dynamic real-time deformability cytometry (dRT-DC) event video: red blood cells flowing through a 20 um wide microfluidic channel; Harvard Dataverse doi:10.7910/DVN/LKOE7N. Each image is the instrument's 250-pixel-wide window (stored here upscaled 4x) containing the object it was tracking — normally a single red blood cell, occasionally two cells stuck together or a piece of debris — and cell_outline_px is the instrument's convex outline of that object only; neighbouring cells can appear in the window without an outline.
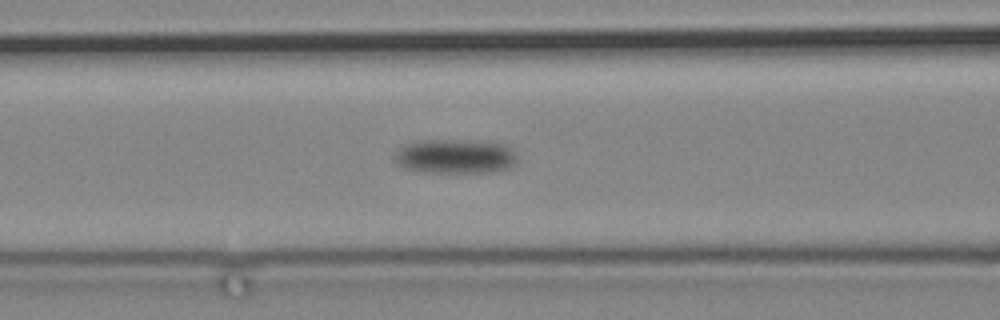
{"species": "common noctule bat (a hibernating species)", "species_latin": "Nyctalus noctula", "temperature_condition": "cold", "stored_images_in_passage": 14, "camera_frame_rate_fps": 3000, "um_per_image_px": 0.085, "animal": {"sex": "male", "body_mass_g": 19.2, "forearm_length_mm": 51.8}, "frame": {"image": 1, "passage_image": 14, "time_ms": 17.333, "image_size_px": [1000, 320], "cell_outline_px": [[516, 160], [508, 168], [488, 172], [432, 172], [404, 168], [396, 160], [396, 152], [400, 148], [416, 140], [496, 140], [508, 144], [516, 152]], "centroid_in_image_um": [38.79, 13.25], "position_along_channel_um": 127.8, "area_um2": 24.74}}